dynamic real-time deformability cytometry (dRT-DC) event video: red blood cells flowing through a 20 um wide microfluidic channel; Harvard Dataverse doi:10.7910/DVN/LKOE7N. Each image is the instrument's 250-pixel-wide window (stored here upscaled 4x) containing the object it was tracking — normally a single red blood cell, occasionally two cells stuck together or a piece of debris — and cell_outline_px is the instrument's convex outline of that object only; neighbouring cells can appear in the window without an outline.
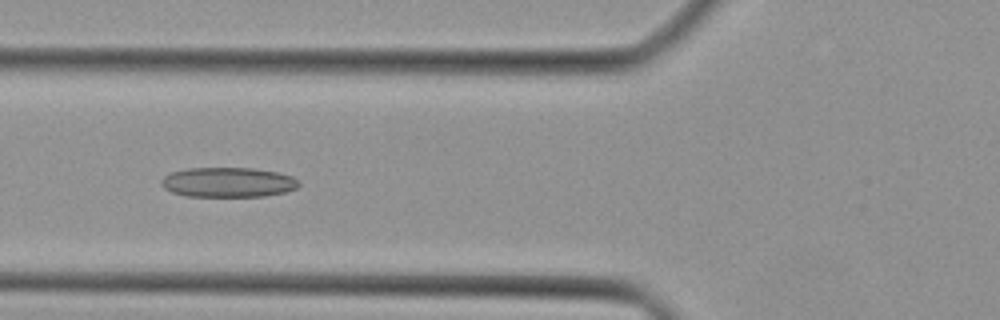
{"species": "Egyptian fruit bat (a non-hibernating species)", "species_latin": "Rousettus aegyptiacus", "temperature_condition": "cold", "stored_images_in_passage": 44, "camera_frame_rate_fps": 3000, "um_per_image_px": 0.085, "animal": {"sex": "female"}, "frame": {"image": 1, "passage_image": 17, "time_ms": 5.333, "image_size_px": [1000, 320], "cell_outline_px": [[300, 184], [296, 188], [284, 192], [264, 196], [184, 196], [172, 192], [164, 188], [160, 184], [160, 180], [164, 176], [172, 172], [188, 168], [252, 168], [276, 172], [292, 176]], "centroid_in_image_um": [19.34, 15.49], "position_along_channel_um": 106.5, "area_um2": 23.81}}
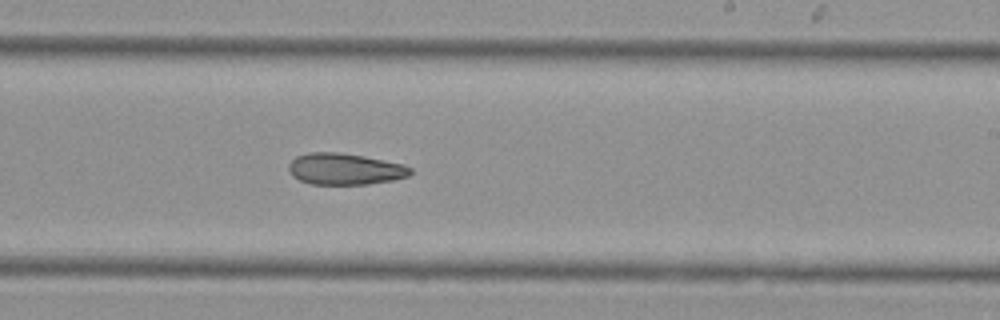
{"frame": {"image": 2, "passage_image": 27, "time_ms": 8.667, "image_size_px": [1000, 320], "cell_outline_px": [[412, 172], [408, 176], [392, 180], [368, 184], [312, 184], [300, 180], [292, 176], [288, 168], [288, 164], [296, 156], [308, 152], [336, 152], [364, 156], [404, 164], [412, 168]], "centroid_in_image_um": [29.31, 14.36], "position_along_channel_um": 259.7, "area_um2": 22.31}}
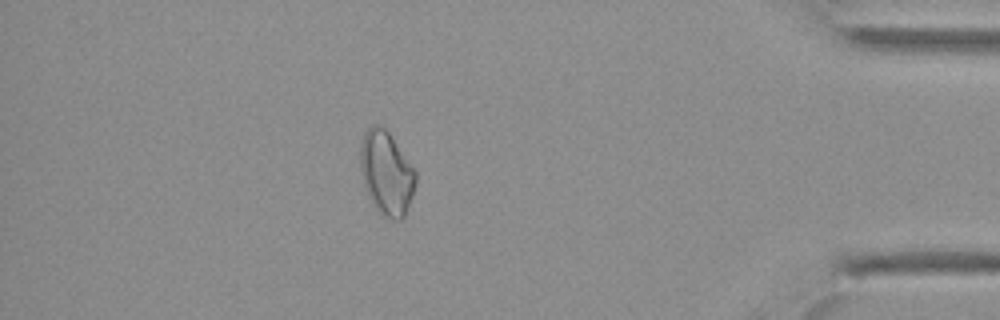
{"frame": {"image": 3, "passage_image": 39, "time_ms": 12.667, "image_size_px": [1000, 320], "cell_outline_px": [[416, 180], [412, 196], [404, 216], [400, 220], [392, 220], [380, 216], [372, 204], [364, 188], [360, 168], [360, 144], [364, 132], [372, 124], [380, 124], [388, 132], [416, 172]], "centroid_in_image_um": [32.81, 14.74], "position_along_channel_um": 402.4, "area_um2": 27.17}}